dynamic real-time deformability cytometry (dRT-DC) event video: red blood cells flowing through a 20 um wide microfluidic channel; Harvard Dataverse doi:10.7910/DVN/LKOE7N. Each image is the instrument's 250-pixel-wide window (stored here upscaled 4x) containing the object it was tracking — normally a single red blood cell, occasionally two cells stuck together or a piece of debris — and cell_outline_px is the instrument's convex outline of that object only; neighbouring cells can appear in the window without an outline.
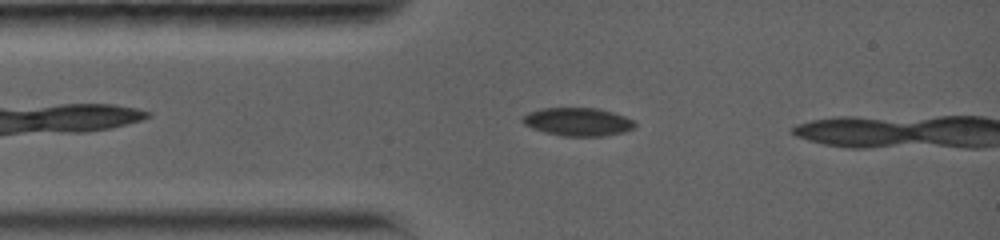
{"species": "common noctule bat (a hibernating species)", "species_latin": "Nyctalus noctula", "temperature_condition": "warm", "stored_images_in_passage": 64, "camera_frame_rate_fps": 5000, "um_per_image_px": 0.085, "animal": {"sex": "female", "body_mass_g": 19.0, "forearm_length_mm": 56.7}, "frame": {"image": 1, "passage_image": 14, "time_ms": 2.2, "image_size_px": [1000, 240], "cell_outline_px": [[636, 128], [624, 132], [604, 136], [564, 136], [544, 132], [532, 128], [524, 124], [520, 120], [520, 116], [528, 112], [540, 108], [600, 108], [624, 116], [632, 120], [636, 124]], "centroid_in_image_um": [49.09, 10.35], "position_along_channel_um": 35.9, "area_um2": 18.67}}
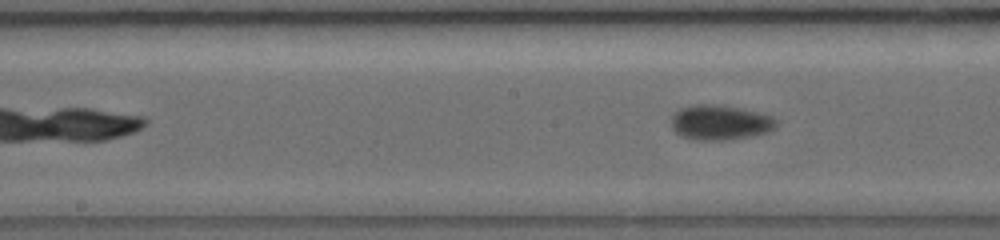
{"frame": {"image": 2, "passage_image": 36, "time_ms": 6.4, "image_size_px": [1000, 240], "cell_outline_px": [[776, 128], [768, 132], [752, 136], [724, 140], [696, 140], [680, 136], [672, 128], [672, 116], [680, 108], [692, 104], [716, 104], [740, 108], [772, 116], [776, 120]], "centroid_in_image_um": [61.19, 10.41], "position_along_channel_um": 187.0, "area_um2": 21.44}}
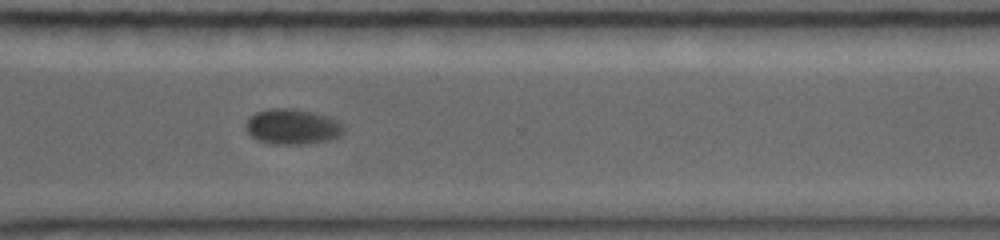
{"frame": {"image": 3, "passage_image": 53, "time_ms": 10.6, "image_size_px": [1000, 240], "cell_outline_px": [[344, 132], [340, 136], [328, 140], [308, 144], [276, 144], [260, 140], [252, 136], [248, 132], [248, 120], [256, 112], [268, 108], [296, 108], [316, 112], [340, 120], [344, 124]], "centroid_in_image_um": [24.95, 10.75], "position_along_channel_um": 345.6, "area_um2": 20.29}}